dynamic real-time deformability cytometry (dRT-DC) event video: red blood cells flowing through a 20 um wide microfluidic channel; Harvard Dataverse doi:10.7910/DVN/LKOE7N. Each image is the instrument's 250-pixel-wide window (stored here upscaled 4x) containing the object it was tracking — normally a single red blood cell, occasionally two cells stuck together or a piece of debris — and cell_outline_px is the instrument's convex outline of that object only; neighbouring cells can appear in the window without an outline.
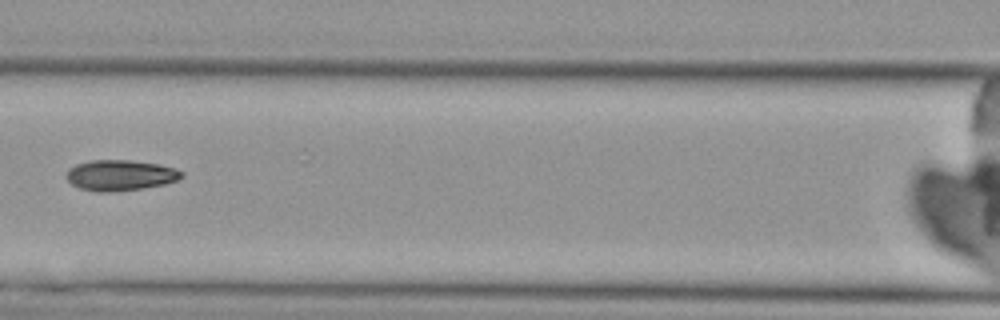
{"species": "Egyptian fruit bat (a non-hibernating species)", "species_latin": "Rousettus aegyptiacus", "temperature_condition": "cold", "stored_images_in_passage": 6, "camera_frame_rate_fps": 3000, "um_per_image_px": 0.085, "animal": {"sex": "female"}, "frame": {"image": 1, "passage_image": 6, "time_ms": 7.0, "image_size_px": [1000, 320], "cell_outline_px": [[184, 176], [176, 180], [164, 184], [140, 188], [112, 192], [96, 192], [80, 188], [72, 184], [64, 176], [68, 168], [76, 164], [92, 160], [128, 160], [156, 164], [176, 168], [184, 172]], "centroid_in_image_um": [10.19, 14.89], "position_along_channel_um": 156.4, "area_um2": 20.58}}